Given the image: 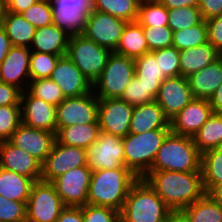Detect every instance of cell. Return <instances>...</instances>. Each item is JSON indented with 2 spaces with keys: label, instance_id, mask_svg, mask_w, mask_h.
<instances>
[{
  "label": "cell",
  "instance_id": "6da1fadb",
  "mask_svg": "<svg viewBox=\"0 0 222 222\" xmlns=\"http://www.w3.org/2000/svg\"><path fill=\"white\" fill-rule=\"evenodd\" d=\"M143 178L172 211H182L205 194L201 172L149 171Z\"/></svg>",
  "mask_w": 222,
  "mask_h": 222
},
{
  "label": "cell",
  "instance_id": "7a4b0ae2",
  "mask_svg": "<svg viewBox=\"0 0 222 222\" xmlns=\"http://www.w3.org/2000/svg\"><path fill=\"white\" fill-rule=\"evenodd\" d=\"M139 178L127 167L92 172L87 204L121 211L128 192Z\"/></svg>",
  "mask_w": 222,
  "mask_h": 222
},
{
  "label": "cell",
  "instance_id": "3957f363",
  "mask_svg": "<svg viewBox=\"0 0 222 222\" xmlns=\"http://www.w3.org/2000/svg\"><path fill=\"white\" fill-rule=\"evenodd\" d=\"M172 210L144 178L131 187L120 211L121 222H165Z\"/></svg>",
  "mask_w": 222,
  "mask_h": 222
},
{
  "label": "cell",
  "instance_id": "277c9868",
  "mask_svg": "<svg viewBox=\"0 0 222 222\" xmlns=\"http://www.w3.org/2000/svg\"><path fill=\"white\" fill-rule=\"evenodd\" d=\"M150 171L201 172V153L193 138L170 132L157 151Z\"/></svg>",
  "mask_w": 222,
  "mask_h": 222
},
{
  "label": "cell",
  "instance_id": "5b68a950",
  "mask_svg": "<svg viewBox=\"0 0 222 222\" xmlns=\"http://www.w3.org/2000/svg\"><path fill=\"white\" fill-rule=\"evenodd\" d=\"M170 132L171 129H155L122 137L124 166L138 178H143L150 171L157 151Z\"/></svg>",
  "mask_w": 222,
  "mask_h": 222
},
{
  "label": "cell",
  "instance_id": "8992f818",
  "mask_svg": "<svg viewBox=\"0 0 222 222\" xmlns=\"http://www.w3.org/2000/svg\"><path fill=\"white\" fill-rule=\"evenodd\" d=\"M134 75V59L112 52L93 91L98 99H120Z\"/></svg>",
  "mask_w": 222,
  "mask_h": 222
},
{
  "label": "cell",
  "instance_id": "52a82bcc",
  "mask_svg": "<svg viewBox=\"0 0 222 222\" xmlns=\"http://www.w3.org/2000/svg\"><path fill=\"white\" fill-rule=\"evenodd\" d=\"M112 51L98 45L83 34L70 36L67 56L72 60L82 74L94 84L102 71Z\"/></svg>",
  "mask_w": 222,
  "mask_h": 222
},
{
  "label": "cell",
  "instance_id": "ba28073f",
  "mask_svg": "<svg viewBox=\"0 0 222 222\" xmlns=\"http://www.w3.org/2000/svg\"><path fill=\"white\" fill-rule=\"evenodd\" d=\"M64 208L51 182L36 181L26 202V222H56Z\"/></svg>",
  "mask_w": 222,
  "mask_h": 222
},
{
  "label": "cell",
  "instance_id": "9c48e42d",
  "mask_svg": "<svg viewBox=\"0 0 222 222\" xmlns=\"http://www.w3.org/2000/svg\"><path fill=\"white\" fill-rule=\"evenodd\" d=\"M52 20L70 36L83 34L93 10V0H50Z\"/></svg>",
  "mask_w": 222,
  "mask_h": 222
},
{
  "label": "cell",
  "instance_id": "30bf717a",
  "mask_svg": "<svg viewBox=\"0 0 222 222\" xmlns=\"http://www.w3.org/2000/svg\"><path fill=\"white\" fill-rule=\"evenodd\" d=\"M99 99L94 91L66 97L56 106V128L98 122Z\"/></svg>",
  "mask_w": 222,
  "mask_h": 222
},
{
  "label": "cell",
  "instance_id": "8fae6325",
  "mask_svg": "<svg viewBox=\"0 0 222 222\" xmlns=\"http://www.w3.org/2000/svg\"><path fill=\"white\" fill-rule=\"evenodd\" d=\"M91 177L92 170L85 165L68 170L51 183L65 207H82L87 204Z\"/></svg>",
  "mask_w": 222,
  "mask_h": 222
},
{
  "label": "cell",
  "instance_id": "7c38bea8",
  "mask_svg": "<svg viewBox=\"0 0 222 222\" xmlns=\"http://www.w3.org/2000/svg\"><path fill=\"white\" fill-rule=\"evenodd\" d=\"M87 166L93 171L124 166L122 137L100 132L98 139L86 148Z\"/></svg>",
  "mask_w": 222,
  "mask_h": 222
},
{
  "label": "cell",
  "instance_id": "4fadbf2b",
  "mask_svg": "<svg viewBox=\"0 0 222 222\" xmlns=\"http://www.w3.org/2000/svg\"><path fill=\"white\" fill-rule=\"evenodd\" d=\"M87 165L86 149L58 143L56 140L51 152L42 164L41 180L52 182L68 170Z\"/></svg>",
  "mask_w": 222,
  "mask_h": 222
},
{
  "label": "cell",
  "instance_id": "5bb4252c",
  "mask_svg": "<svg viewBox=\"0 0 222 222\" xmlns=\"http://www.w3.org/2000/svg\"><path fill=\"white\" fill-rule=\"evenodd\" d=\"M127 23V21L107 13L92 10L88 17L83 35L98 45L114 52L118 47L121 35Z\"/></svg>",
  "mask_w": 222,
  "mask_h": 222
},
{
  "label": "cell",
  "instance_id": "9a60e30c",
  "mask_svg": "<svg viewBox=\"0 0 222 222\" xmlns=\"http://www.w3.org/2000/svg\"><path fill=\"white\" fill-rule=\"evenodd\" d=\"M193 99L187 77L180 75L166 78L161 83L155 101L163 109L164 115L172 120Z\"/></svg>",
  "mask_w": 222,
  "mask_h": 222
},
{
  "label": "cell",
  "instance_id": "2e32d148",
  "mask_svg": "<svg viewBox=\"0 0 222 222\" xmlns=\"http://www.w3.org/2000/svg\"><path fill=\"white\" fill-rule=\"evenodd\" d=\"M134 106L121 99H99L98 122L102 132L125 137Z\"/></svg>",
  "mask_w": 222,
  "mask_h": 222
},
{
  "label": "cell",
  "instance_id": "e0dca14e",
  "mask_svg": "<svg viewBox=\"0 0 222 222\" xmlns=\"http://www.w3.org/2000/svg\"><path fill=\"white\" fill-rule=\"evenodd\" d=\"M49 78L59 86L65 98L78 97L93 91V84L67 55L59 57Z\"/></svg>",
  "mask_w": 222,
  "mask_h": 222
},
{
  "label": "cell",
  "instance_id": "ac0fdd59",
  "mask_svg": "<svg viewBox=\"0 0 222 222\" xmlns=\"http://www.w3.org/2000/svg\"><path fill=\"white\" fill-rule=\"evenodd\" d=\"M28 47L12 46L0 65V81L15 86L22 92L30 82V55Z\"/></svg>",
  "mask_w": 222,
  "mask_h": 222
},
{
  "label": "cell",
  "instance_id": "d6986e66",
  "mask_svg": "<svg viewBox=\"0 0 222 222\" xmlns=\"http://www.w3.org/2000/svg\"><path fill=\"white\" fill-rule=\"evenodd\" d=\"M22 123L56 134V106L33 96L28 90L21 94Z\"/></svg>",
  "mask_w": 222,
  "mask_h": 222
},
{
  "label": "cell",
  "instance_id": "ffe728a7",
  "mask_svg": "<svg viewBox=\"0 0 222 222\" xmlns=\"http://www.w3.org/2000/svg\"><path fill=\"white\" fill-rule=\"evenodd\" d=\"M55 133L32 128L21 123L9 141L24 150L41 164L46 160L55 142Z\"/></svg>",
  "mask_w": 222,
  "mask_h": 222
},
{
  "label": "cell",
  "instance_id": "44dd1931",
  "mask_svg": "<svg viewBox=\"0 0 222 222\" xmlns=\"http://www.w3.org/2000/svg\"><path fill=\"white\" fill-rule=\"evenodd\" d=\"M212 114L213 111L209 100L194 98L170 120L171 132L193 138Z\"/></svg>",
  "mask_w": 222,
  "mask_h": 222
},
{
  "label": "cell",
  "instance_id": "7402d4cb",
  "mask_svg": "<svg viewBox=\"0 0 222 222\" xmlns=\"http://www.w3.org/2000/svg\"><path fill=\"white\" fill-rule=\"evenodd\" d=\"M0 167L35 181L41 180L42 164L9 140L0 142Z\"/></svg>",
  "mask_w": 222,
  "mask_h": 222
},
{
  "label": "cell",
  "instance_id": "603a6c76",
  "mask_svg": "<svg viewBox=\"0 0 222 222\" xmlns=\"http://www.w3.org/2000/svg\"><path fill=\"white\" fill-rule=\"evenodd\" d=\"M155 129H170V120L164 115L158 103L154 100L134 106L129 133L140 134Z\"/></svg>",
  "mask_w": 222,
  "mask_h": 222
},
{
  "label": "cell",
  "instance_id": "cb8c5ba5",
  "mask_svg": "<svg viewBox=\"0 0 222 222\" xmlns=\"http://www.w3.org/2000/svg\"><path fill=\"white\" fill-rule=\"evenodd\" d=\"M187 79L194 98L209 100L222 84V61L217 59Z\"/></svg>",
  "mask_w": 222,
  "mask_h": 222
},
{
  "label": "cell",
  "instance_id": "d4e9b609",
  "mask_svg": "<svg viewBox=\"0 0 222 222\" xmlns=\"http://www.w3.org/2000/svg\"><path fill=\"white\" fill-rule=\"evenodd\" d=\"M70 35L55 24L38 28L35 31L30 50L32 52L66 55Z\"/></svg>",
  "mask_w": 222,
  "mask_h": 222
},
{
  "label": "cell",
  "instance_id": "484cf974",
  "mask_svg": "<svg viewBox=\"0 0 222 222\" xmlns=\"http://www.w3.org/2000/svg\"><path fill=\"white\" fill-rule=\"evenodd\" d=\"M219 59L218 51L206 42L180 51V75L188 77Z\"/></svg>",
  "mask_w": 222,
  "mask_h": 222
},
{
  "label": "cell",
  "instance_id": "4316f807",
  "mask_svg": "<svg viewBox=\"0 0 222 222\" xmlns=\"http://www.w3.org/2000/svg\"><path fill=\"white\" fill-rule=\"evenodd\" d=\"M135 76L157 97L161 83L167 78L155 59V51H149L135 60Z\"/></svg>",
  "mask_w": 222,
  "mask_h": 222
},
{
  "label": "cell",
  "instance_id": "83f0119b",
  "mask_svg": "<svg viewBox=\"0 0 222 222\" xmlns=\"http://www.w3.org/2000/svg\"><path fill=\"white\" fill-rule=\"evenodd\" d=\"M100 132L99 122L71 125L56 128L55 139L60 144L86 149L97 141Z\"/></svg>",
  "mask_w": 222,
  "mask_h": 222
},
{
  "label": "cell",
  "instance_id": "f1b7e54d",
  "mask_svg": "<svg viewBox=\"0 0 222 222\" xmlns=\"http://www.w3.org/2000/svg\"><path fill=\"white\" fill-rule=\"evenodd\" d=\"M36 181L0 167V195L18 202H27Z\"/></svg>",
  "mask_w": 222,
  "mask_h": 222
},
{
  "label": "cell",
  "instance_id": "f546056e",
  "mask_svg": "<svg viewBox=\"0 0 222 222\" xmlns=\"http://www.w3.org/2000/svg\"><path fill=\"white\" fill-rule=\"evenodd\" d=\"M114 52L134 60L149 52L143 27L137 21L126 24L118 47Z\"/></svg>",
  "mask_w": 222,
  "mask_h": 222
},
{
  "label": "cell",
  "instance_id": "4dcf8cb0",
  "mask_svg": "<svg viewBox=\"0 0 222 222\" xmlns=\"http://www.w3.org/2000/svg\"><path fill=\"white\" fill-rule=\"evenodd\" d=\"M3 28L12 46L30 48L36 28L24 19L21 14L7 11Z\"/></svg>",
  "mask_w": 222,
  "mask_h": 222
},
{
  "label": "cell",
  "instance_id": "1f68e13d",
  "mask_svg": "<svg viewBox=\"0 0 222 222\" xmlns=\"http://www.w3.org/2000/svg\"><path fill=\"white\" fill-rule=\"evenodd\" d=\"M194 144L202 154L222 144V114L213 113L193 136Z\"/></svg>",
  "mask_w": 222,
  "mask_h": 222
},
{
  "label": "cell",
  "instance_id": "d6a6232c",
  "mask_svg": "<svg viewBox=\"0 0 222 222\" xmlns=\"http://www.w3.org/2000/svg\"><path fill=\"white\" fill-rule=\"evenodd\" d=\"M201 174L205 193L222 183V144L201 154Z\"/></svg>",
  "mask_w": 222,
  "mask_h": 222
},
{
  "label": "cell",
  "instance_id": "836d02e7",
  "mask_svg": "<svg viewBox=\"0 0 222 222\" xmlns=\"http://www.w3.org/2000/svg\"><path fill=\"white\" fill-rule=\"evenodd\" d=\"M182 212L190 222H222V207L206 193Z\"/></svg>",
  "mask_w": 222,
  "mask_h": 222
},
{
  "label": "cell",
  "instance_id": "e575fe53",
  "mask_svg": "<svg viewBox=\"0 0 222 222\" xmlns=\"http://www.w3.org/2000/svg\"><path fill=\"white\" fill-rule=\"evenodd\" d=\"M141 0H93V10L107 13L127 22L137 21Z\"/></svg>",
  "mask_w": 222,
  "mask_h": 222
},
{
  "label": "cell",
  "instance_id": "d590c367",
  "mask_svg": "<svg viewBox=\"0 0 222 222\" xmlns=\"http://www.w3.org/2000/svg\"><path fill=\"white\" fill-rule=\"evenodd\" d=\"M137 22L142 27L168 26V9L159 0H141Z\"/></svg>",
  "mask_w": 222,
  "mask_h": 222
},
{
  "label": "cell",
  "instance_id": "8d00e7d4",
  "mask_svg": "<svg viewBox=\"0 0 222 222\" xmlns=\"http://www.w3.org/2000/svg\"><path fill=\"white\" fill-rule=\"evenodd\" d=\"M206 42H208L206 20H202L191 28L173 32L172 46L179 51L194 48Z\"/></svg>",
  "mask_w": 222,
  "mask_h": 222
},
{
  "label": "cell",
  "instance_id": "74e56055",
  "mask_svg": "<svg viewBox=\"0 0 222 222\" xmlns=\"http://www.w3.org/2000/svg\"><path fill=\"white\" fill-rule=\"evenodd\" d=\"M203 20L198 7L168 9V27L174 32L191 28Z\"/></svg>",
  "mask_w": 222,
  "mask_h": 222
},
{
  "label": "cell",
  "instance_id": "f35d334b",
  "mask_svg": "<svg viewBox=\"0 0 222 222\" xmlns=\"http://www.w3.org/2000/svg\"><path fill=\"white\" fill-rule=\"evenodd\" d=\"M33 96L58 106L64 99L59 86L50 78L30 80L27 89Z\"/></svg>",
  "mask_w": 222,
  "mask_h": 222
},
{
  "label": "cell",
  "instance_id": "ab89813d",
  "mask_svg": "<svg viewBox=\"0 0 222 222\" xmlns=\"http://www.w3.org/2000/svg\"><path fill=\"white\" fill-rule=\"evenodd\" d=\"M60 56L43 52H31L30 79L49 78Z\"/></svg>",
  "mask_w": 222,
  "mask_h": 222
},
{
  "label": "cell",
  "instance_id": "60d3db41",
  "mask_svg": "<svg viewBox=\"0 0 222 222\" xmlns=\"http://www.w3.org/2000/svg\"><path fill=\"white\" fill-rule=\"evenodd\" d=\"M21 123V105L0 106V142L8 141Z\"/></svg>",
  "mask_w": 222,
  "mask_h": 222
},
{
  "label": "cell",
  "instance_id": "b9f144b4",
  "mask_svg": "<svg viewBox=\"0 0 222 222\" xmlns=\"http://www.w3.org/2000/svg\"><path fill=\"white\" fill-rule=\"evenodd\" d=\"M21 15L36 29L53 24L50 0H40Z\"/></svg>",
  "mask_w": 222,
  "mask_h": 222
},
{
  "label": "cell",
  "instance_id": "7bdbcfd3",
  "mask_svg": "<svg viewBox=\"0 0 222 222\" xmlns=\"http://www.w3.org/2000/svg\"><path fill=\"white\" fill-rule=\"evenodd\" d=\"M155 59L167 78L180 76V51L174 46L155 50Z\"/></svg>",
  "mask_w": 222,
  "mask_h": 222
},
{
  "label": "cell",
  "instance_id": "ee69618b",
  "mask_svg": "<svg viewBox=\"0 0 222 222\" xmlns=\"http://www.w3.org/2000/svg\"><path fill=\"white\" fill-rule=\"evenodd\" d=\"M149 51L172 46L173 31L168 26L143 27Z\"/></svg>",
  "mask_w": 222,
  "mask_h": 222
},
{
  "label": "cell",
  "instance_id": "f6af8a7d",
  "mask_svg": "<svg viewBox=\"0 0 222 222\" xmlns=\"http://www.w3.org/2000/svg\"><path fill=\"white\" fill-rule=\"evenodd\" d=\"M120 99L132 106L143 105L155 100L146 86L135 75L126 86Z\"/></svg>",
  "mask_w": 222,
  "mask_h": 222
},
{
  "label": "cell",
  "instance_id": "bcb514c9",
  "mask_svg": "<svg viewBox=\"0 0 222 222\" xmlns=\"http://www.w3.org/2000/svg\"><path fill=\"white\" fill-rule=\"evenodd\" d=\"M84 222H119L120 212L106 206L86 204L81 207Z\"/></svg>",
  "mask_w": 222,
  "mask_h": 222
},
{
  "label": "cell",
  "instance_id": "7dc6e473",
  "mask_svg": "<svg viewBox=\"0 0 222 222\" xmlns=\"http://www.w3.org/2000/svg\"><path fill=\"white\" fill-rule=\"evenodd\" d=\"M0 222H26V202L9 200L0 195Z\"/></svg>",
  "mask_w": 222,
  "mask_h": 222
},
{
  "label": "cell",
  "instance_id": "c3c4849f",
  "mask_svg": "<svg viewBox=\"0 0 222 222\" xmlns=\"http://www.w3.org/2000/svg\"><path fill=\"white\" fill-rule=\"evenodd\" d=\"M208 42L217 50L222 49V15L206 20Z\"/></svg>",
  "mask_w": 222,
  "mask_h": 222
},
{
  "label": "cell",
  "instance_id": "681fc988",
  "mask_svg": "<svg viewBox=\"0 0 222 222\" xmlns=\"http://www.w3.org/2000/svg\"><path fill=\"white\" fill-rule=\"evenodd\" d=\"M21 94L17 87L0 81V106L21 105Z\"/></svg>",
  "mask_w": 222,
  "mask_h": 222
},
{
  "label": "cell",
  "instance_id": "f907efd6",
  "mask_svg": "<svg viewBox=\"0 0 222 222\" xmlns=\"http://www.w3.org/2000/svg\"><path fill=\"white\" fill-rule=\"evenodd\" d=\"M199 10L203 20L222 15V0H200Z\"/></svg>",
  "mask_w": 222,
  "mask_h": 222
},
{
  "label": "cell",
  "instance_id": "816d5d0a",
  "mask_svg": "<svg viewBox=\"0 0 222 222\" xmlns=\"http://www.w3.org/2000/svg\"><path fill=\"white\" fill-rule=\"evenodd\" d=\"M56 222H84L81 207H65Z\"/></svg>",
  "mask_w": 222,
  "mask_h": 222
},
{
  "label": "cell",
  "instance_id": "f5cc1de1",
  "mask_svg": "<svg viewBox=\"0 0 222 222\" xmlns=\"http://www.w3.org/2000/svg\"><path fill=\"white\" fill-rule=\"evenodd\" d=\"M40 0H9L7 2V11L21 14L26 11L31 5L36 4Z\"/></svg>",
  "mask_w": 222,
  "mask_h": 222
},
{
  "label": "cell",
  "instance_id": "db71d44e",
  "mask_svg": "<svg viewBox=\"0 0 222 222\" xmlns=\"http://www.w3.org/2000/svg\"><path fill=\"white\" fill-rule=\"evenodd\" d=\"M167 9L178 7H199L200 0H159Z\"/></svg>",
  "mask_w": 222,
  "mask_h": 222
},
{
  "label": "cell",
  "instance_id": "11a10c76",
  "mask_svg": "<svg viewBox=\"0 0 222 222\" xmlns=\"http://www.w3.org/2000/svg\"><path fill=\"white\" fill-rule=\"evenodd\" d=\"M12 44L3 27H0V65L10 51Z\"/></svg>",
  "mask_w": 222,
  "mask_h": 222
},
{
  "label": "cell",
  "instance_id": "9f6ffc18",
  "mask_svg": "<svg viewBox=\"0 0 222 222\" xmlns=\"http://www.w3.org/2000/svg\"><path fill=\"white\" fill-rule=\"evenodd\" d=\"M209 102L213 113L222 114V84L214 92Z\"/></svg>",
  "mask_w": 222,
  "mask_h": 222
},
{
  "label": "cell",
  "instance_id": "6f0895ef",
  "mask_svg": "<svg viewBox=\"0 0 222 222\" xmlns=\"http://www.w3.org/2000/svg\"><path fill=\"white\" fill-rule=\"evenodd\" d=\"M206 194L222 207V183L214 185Z\"/></svg>",
  "mask_w": 222,
  "mask_h": 222
},
{
  "label": "cell",
  "instance_id": "680465c9",
  "mask_svg": "<svg viewBox=\"0 0 222 222\" xmlns=\"http://www.w3.org/2000/svg\"><path fill=\"white\" fill-rule=\"evenodd\" d=\"M165 222H190V220L182 211H172Z\"/></svg>",
  "mask_w": 222,
  "mask_h": 222
},
{
  "label": "cell",
  "instance_id": "91938a15",
  "mask_svg": "<svg viewBox=\"0 0 222 222\" xmlns=\"http://www.w3.org/2000/svg\"><path fill=\"white\" fill-rule=\"evenodd\" d=\"M6 13H7V3L4 0H0V27H3Z\"/></svg>",
  "mask_w": 222,
  "mask_h": 222
},
{
  "label": "cell",
  "instance_id": "94428289",
  "mask_svg": "<svg viewBox=\"0 0 222 222\" xmlns=\"http://www.w3.org/2000/svg\"><path fill=\"white\" fill-rule=\"evenodd\" d=\"M219 53V59L222 61V49L218 51Z\"/></svg>",
  "mask_w": 222,
  "mask_h": 222
}]
</instances>
